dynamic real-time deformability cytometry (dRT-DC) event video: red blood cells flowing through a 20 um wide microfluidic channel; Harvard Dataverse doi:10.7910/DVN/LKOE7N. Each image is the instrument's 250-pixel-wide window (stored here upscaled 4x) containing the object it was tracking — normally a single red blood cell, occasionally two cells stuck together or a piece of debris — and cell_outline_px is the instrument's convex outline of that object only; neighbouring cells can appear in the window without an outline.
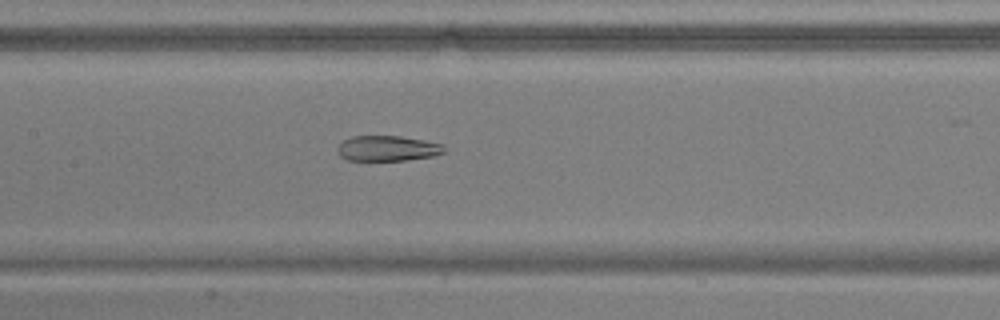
{"species": "common noctule bat (a hibernating species)", "species_latin": "Nyctalus noctula", "temperature_condition": "warm", "stored_images_in_passage": 45, "camera_frame_rate_fps": 3000, "um_per_image_px": 0.085, "animal": {"sex": "male", "body_mass_g": 17.9, "forearm_length_mm": 54.2}, "frame": {"image": 1, "passage_image": 26, "time_ms": 8.333, "image_size_px": [1000, 320], "cell_outline_px": [[444, 152], [432, 156], [408, 160], [348, 160], [340, 156], [336, 148], [344, 140], [352, 136], [400, 136], [424, 140], [444, 144]], "centroid_in_image_um": [32.94, 12.61], "position_along_channel_um": 174.5, "area_um2": 15.72}}
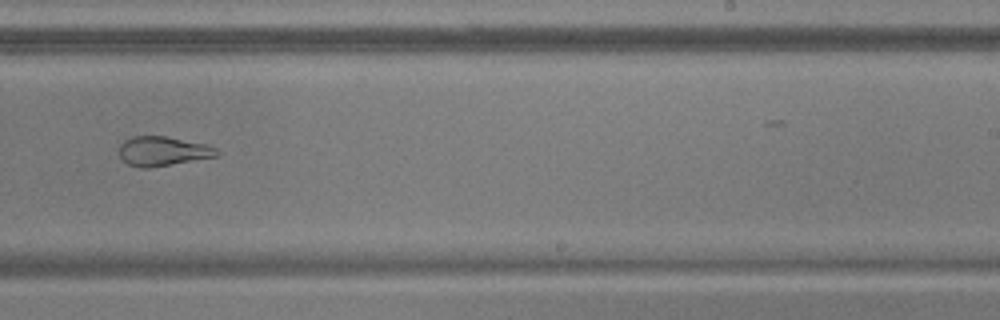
{"frame": {"image": 2, "passage_image": 34, "time_ms": 11.0, "image_size_px": [1000, 320], "cell_outline_px": [[220, 152], [216, 156], [148, 168], [140, 168], [128, 164], [120, 156], [120, 144], [124, 140], [132, 136], [164, 136], [208, 144], [216, 148]], "centroid_in_image_um": [13.83, 12.84], "position_along_channel_um": 275.2, "area_um2": 16.59}}
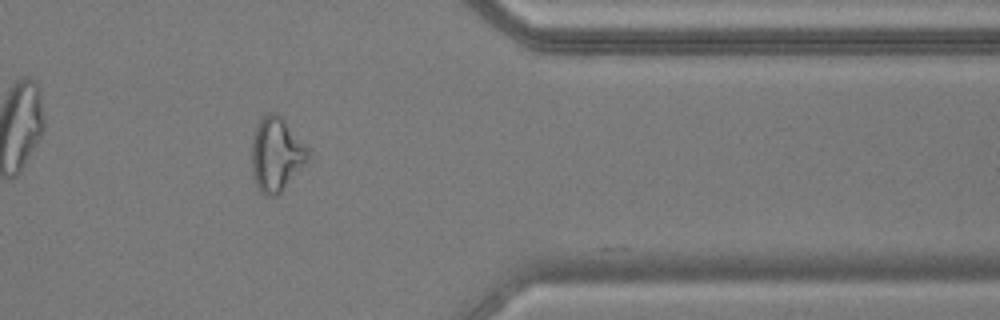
{"frame": {"image": 3, "passage_image": 44, "time_ms": 14.333, "image_size_px": [1000, 320], "cell_outline_px": [[312, 160], [276, 196], [268, 196], [260, 192], [256, 184], [252, 172], [252, 140], [256, 128], [260, 120], [268, 112], [276, 112], [284, 120], [312, 152]], "centroid_in_image_um": [23.54, 13.15], "position_along_channel_um": 387.9, "area_um2": 24.57}, "authors_computed_cell_mechanics": {"area_um2": 21.0392, "velocity_mm_per_s": 3.7922, "shape_relaxation_time_tau1_ms": null, "shape_relaxation_time_tau2_ms": 2.1404, "deformation_change_tau1": null, "deformation_change_tau2": 0.076}}